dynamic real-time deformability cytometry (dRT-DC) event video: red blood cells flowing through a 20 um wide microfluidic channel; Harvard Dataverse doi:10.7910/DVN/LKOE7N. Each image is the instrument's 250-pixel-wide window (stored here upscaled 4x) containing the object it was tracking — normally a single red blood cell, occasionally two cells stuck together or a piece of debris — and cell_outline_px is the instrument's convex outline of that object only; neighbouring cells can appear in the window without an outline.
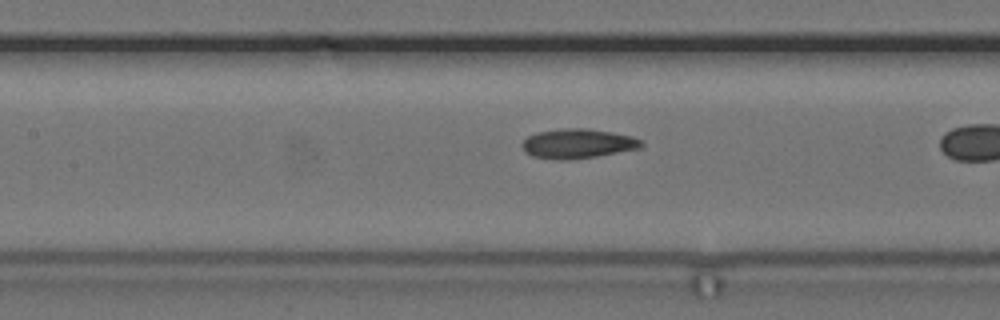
{"species": "common noctule bat (a hibernating species)", "species_latin": "Nyctalus noctula", "temperature_condition": "cold", "stored_images_in_passage": 35, "camera_frame_rate_fps": 3000, "um_per_image_px": 0.085, "animal": {"sex": "female", "body_mass_g": 24.6, "forearm_length_mm": 56.2}, "frame": {"image": 1, "passage_image": 18, "time_ms": 5.667, "image_size_px": [1000, 320], "cell_outline_px": [[644, 144], [640, 148], [596, 156], [568, 160], [560, 160], [532, 156], [524, 152], [520, 144], [528, 136], [536, 132], [560, 128], [588, 128], [612, 132], [632, 136], [644, 140]], "centroid_in_image_um": [49.09, 12.2], "position_along_channel_um": 158.3, "area_um2": 20.75}}
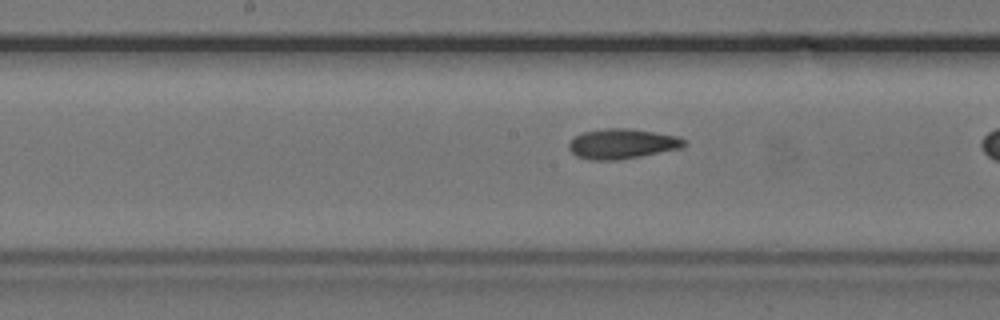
{"frame": {"image": 2, "passage_image": 21, "time_ms": 6.667, "image_size_px": [1000, 320], "cell_outline_px": [[688, 144], [684, 148], [620, 160], [592, 160], [576, 156], [568, 148], [568, 144], [576, 136], [584, 132], [604, 128], [628, 128], [676, 136], [684, 140]], "centroid_in_image_um": [52.9, 12.23], "position_along_channel_um": 195.3, "area_um2": 20.17}}
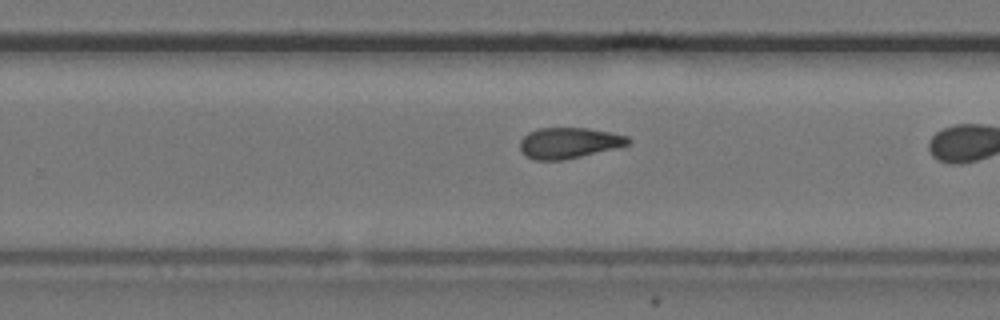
{"frame": {"image": 3, "passage_image": 28, "time_ms": 9.0, "image_size_px": [1000, 320], "cell_outline_px": [[632, 140], [628, 144], [620, 148], [564, 160], [536, 160], [524, 156], [520, 148], [520, 140], [528, 132], [536, 128], [588, 128], [628, 136]], "centroid_in_image_um": [48.36, 12.16], "position_along_channel_um": 281.4, "area_um2": 19.71}}